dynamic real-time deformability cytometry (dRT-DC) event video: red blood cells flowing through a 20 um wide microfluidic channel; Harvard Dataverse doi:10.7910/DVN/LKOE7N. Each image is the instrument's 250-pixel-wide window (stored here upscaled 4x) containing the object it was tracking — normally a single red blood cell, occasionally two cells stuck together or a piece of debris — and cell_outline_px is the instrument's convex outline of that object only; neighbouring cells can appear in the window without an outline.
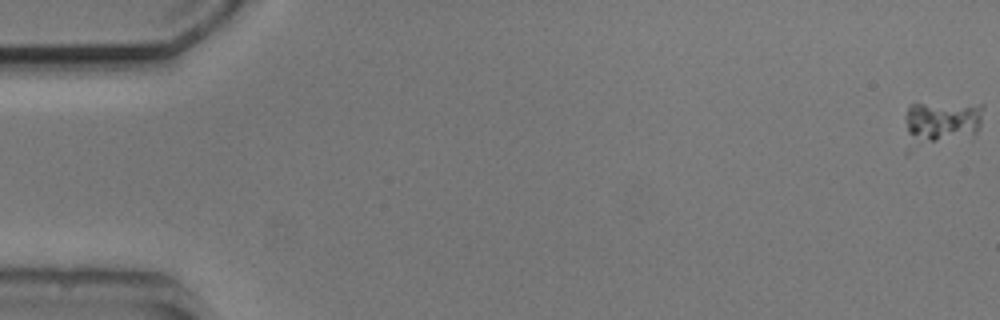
{"species": "common noctule bat (a hibernating species)", "species_latin": "Nyctalus noctula", "temperature_condition": "cold", "stored_images_in_passage": 8, "camera_frame_rate_fps": 3000, "um_per_image_px": 0.085, "animal": {"sex": "male", "body_mass_g": 20.5, "forearm_length_mm": 52.5}, "frame": {"image": 1, "passage_image": 1, "time_ms": 0.0, "image_size_px": [1000, 320], "cell_outline_px": [[984, 108], [980, 124], [976, 132], [936, 140], [916, 140], [908, 132], [904, 116], [908, 108], [912, 104], [984, 104]], "centroid_in_image_um": [80.13, 10.23], "position_along_channel_um": 4.9, "area_um2": 17.63}}
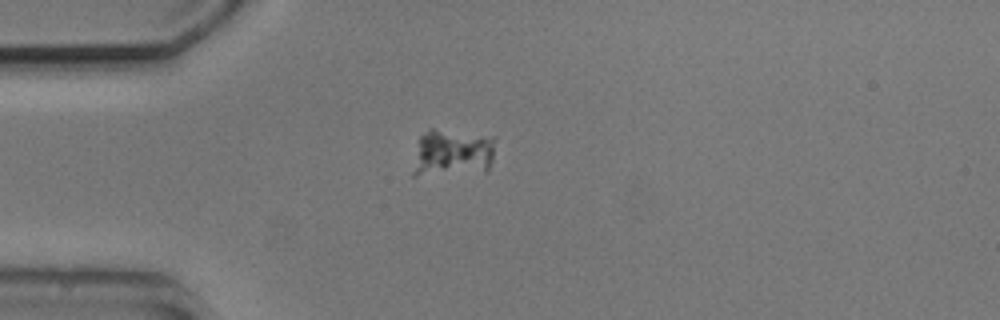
{"frame": {"image": 2, "passage_image": 5, "time_ms": 4.667, "image_size_px": [1000, 320], "cell_outline_px": [[496, 136], [492, 160], [488, 172], [416, 176], [412, 176], [412, 172], [420, 136], [428, 128], [432, 128]], "centroid_in_image_um": [38.5, 13.0], "position_along_channel_um": 46.5, "area_um2": 23.41}}